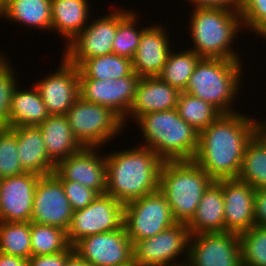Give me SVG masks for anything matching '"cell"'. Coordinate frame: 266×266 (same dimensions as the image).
<instances>
[{
	"label": "cell",
	"instance_id": "1",
	"mask_svg": "<svg viewBox=\"0 0 266 266\" xmlns=\"http://www.w3.org/2000/svg\"><path fill=\"white\" fill-rule=\"evenodd\" d=\"M259 130V121L240 113L221 114L199 132L193 158L214 181L237 179L245 147Z\"/></svg>",
	"mask_w": 266,
	"mask_h": 266
},
{
	"label": "cell",
	"instance_id": "2",
	"mask_svg": "<svg viewBox=\"0 0 266 266\" xmlns=\"http://www.w3.org/2000/svg\"><path fill=\"white\" fill-rule=\"evenodd\" d=\"M106 193L124 205L159 190L163 160L151 149L140 147L105 156Z\"/></svg>",
	"mask_w": 266,
	"mask_h": 266
},
{
	"label": "cell",
	"instance_id": "3",
	"mask_svg": "<svg viewBox=\"0 0 266 266\" xmlns=\"http://www.w3.org/2000/svg\"><path fill=\"white\" fill-rule=\"evenodd\" d=\"M137 122L146 141L144 147L153 150L163 161L193 160L199 132L178 115L176 108L147 113Z\"/></svg>",
	"mask_w": 266,
	"mask_h": 266
},
{
	"label": "cell",
	"instance_id": "4",
	"mask_svg": "<svg viewBox=\"0 0 266 266\" xmlns=\"http://www.w3.org/2000/svg\"><path fill=\"white\" fill-rule=\"evenodd\" d=\"M214 180L193 160L164 161L159 190L165 195L177 223L194 216L204 191Z\"/></svg>",
	"mask_w": 266,
	"mask_h": 266
},
{
	"label": "cell",
	"instance_id": "5",
	"mask_svg": "<svg viewBox=\"0 0 266 266\" xmlns=\"http://www.w3.org/2000/svg\"><path fill=\"white\" fill-rule=\"evenodd\" d=\"M241 66L240 60L201 58L184 92L210 103L221 114L235 113L230 105L239 90Z\"/></svg>",
	"mask_w": 266,
	"mask_h": 266
},
{
	"label": "cell",
	"instance_id": "6",
	"mask_svg": "<svg viewBox=\"0 0 266 266\" xmlns=\"http://www.w3.org/2000/svg\"><path fill=\"white\" fill-rule=\"evenodd\" d=\"M192 14L190 27L194 52L201 58L239 59L229 47L242 26L238 11L206 7L195 8Z\"/></svg>",
	"mask_w": 266,
	"mask_h": 266
},
{
	"label": "cell",
	"instance_id": "7",
	"mask_svg": "<svg viewBox=\"0 0 266 266\" xmlns=\"http://www.w3.org/2000/svg\"><path fill=\"white\" fill-rule=\"evenodd\" d=\"M75 139L82 147H100L123 128V119L111 108L79 97L66 113Z\"/></svg>",
	"mask_w": 266,
	"mask_h": 266
},
{
	"label": "cell",
	"instance_id": "8",
	"mask_svg": "<svg viewBox=\"0 0 266 266\" xmlns=\"http://www.w3.org/2000/svg\"><path fill=\"white\" fill-rule=\"evenodd\" d=\"M176 223L172 209L160 190L124 205L123 225L132 244L153 237Z\"/></svg>",
	"mask_w": 266,
	"mask_h": 266
},
{
	"label": "cell",
	"instance_id": "9",
	"mask_svg": "<svg viewBox=\"0 0 266 266\" xmlns=\"http://www.w3.org/2000/svg\"><path fill=\"white\" fill-rule=\"evenodd\" d=\"M124 221V204L111 195H98L87 207L73 211L67 239L73 247L79 240L120 229Z\"/></svg>",
	"mask_w": 266,
	"mask_h": 266
},
{
	"label": "cell",
	"instance_id": "10",
	"mask_svg": "<svg viewBox=\"0 0 266 266\" xmlns=\"http://www.w3.org/2000/svg\"><path fill=\"white\" fill-rule=\"evenodd\" d=\"M73 248L91 266H134L133 244L124 225L112 232L87 236Z\"/></svg>",
	"mask_w": 266,
	"mask_h": 266
},
{
	"label": "cell",
	"instance_id": "11",
	"mask_svg": "<svg viewBox=\"0 0 266 266\" xmlns=\"http://www.w3.org/2000/svg\"><path fill=\"white\" fill-rule=\"evenodd\" d=\"M190 236L187 224L176 223L153 237L136 241L133 244L134 266H170L178 254L189 250ZM171 266L186 264L175 262Z\"/></svg>",
	"mask_w": 266,
	"mask_h": 266
},
{
	"label": "cell",
	"instance_id": "12",
	"mask_svg": "<svg viewBox=\"0 0 266 266\" xmlns=\"http://www.w3.org/2000/svg\"><path fill=\"white\" fill-rule=\"evenodd\" d=\"M189 241L188 266H242L239 234L201 233L191 235Z\"/></svg>",
	"mask_w": 266,
	"mask_h": 266
},
{
	"label": "cell",
	"instance_id": "13",
	"mask_svg": "<svg viewBox=\"0 0 266 266\" xmlns=\"http://www.w3.org/2000/svg\"><path fill=\"white\" fill-rule=\"evenodd\" d=\"M139 79L135 72L116 80L79 79L80 97L87 102L111 108L125 123Z\"/></svg>",
	"mask_w": 266,
	"mask_h": 266
},
{
	"label": "cell",
	"instance_id": "14",
	"mask_svg": "<svg viewBox=\"0 0 266 266\" xmlns=\"http://www.w3.org/2000/svg\"><path fill=\"white\" fill-rule=\"evenodd\" d=\"M73 209L62 183L53 175L41 176L36 184L31 222L68 230Z\"/></svg>",
	"mask_w": 266,
	"mask_h": 266
},
{
	"label": "cell",
	"instance_id": "15",
	"mask_svg": "<svg viewBox=\"0 0 266 266\" xmlns=\"http://www.w3.org/2000/svg\"><path fill=\"white\" fill-rule=\"evenodd\" d=\"M118 27V11L95 20L67 45L64 58L78 66L83 60L113 53Z\"/></svg>",
	"mask_w": 266,
	"mask_h": 266
},
{
	"label": "cell",
	"instance_id": "16",
	"mask_svg": "<svg viewBox=\"0 0 266 266\" xmlns=\"http://www.w3.org/2000/svg\"><path fill=\"white\" fill-rule=\"evenodd\" d=\"M95 147H82L76 153L60 161L53 172L58 180H70L94 190L98 195L107 189L105 157H99Z\"/></svg>",
	"mask_w": 266,
	"mask_h": 266
},
{
	"label": "cell",
	"instance_id": "17",
	"mask_svg": "<svg viewBox=\"0 0 266 266\" xmlns=\"http://www.w3.org/2000/svg\"><path fill=\"white\" fill-rule=\"evenodd\" d=\"M61 63L56 73L34 85L49 115H66L80 97L78 67L65 58Z\"/></svg>",
	"mask_w": 266,
	"mask_h": 266
},
{
	"label": "cell",
	"instance_id": "18",
	"mask_svg": "<svg viewBox=\"0 0 266 266\" xmlns=\"http://www.w3.org/2000/svg\"><path fill=\"white\" fill-rule=\"evenodd\" d=\"M40 177L25 172L0 179V221H30L36 184Z\"/></svg>",
	"mask_w": 266,
	"mask_h": 266
},
{
	"label": "cell",
	"instance_id": "19",
	"mask_svg": "<svg viewBox=\"0 0 266 266\" xmlns=\"http://www.w3.org/2000/svg\"><path fill=\"white\" fill-rule=\"evenodd\" d=\"M255 191L239 179H223L225 232L240 234L255 225Z\"/></svg>",
	"mask_w": 266,
	"mask_h": 266
},
{
	"label": "cell",
	"instance_id": "20",
	"mask_svg": "<svg viewBox=\"0 0 266 266\" xmlns=\"http://www.w3.org/2000/svg\"><path fill=\"white\" fill-rule=\"evenodd\" d=\"M160 26L147 27L132 59L133 70L140 77L158 76L170 53L166 32Z\"/></svg>",
	"mask_w": 266,
	"mask_h": 266
},
{
	"label": "cell",
	"instance_id": "21",
	"mask_svg": "<svg viewBox=\"0 0 266 266\" xmlns=\"http://www.w3.org/2000/svg\"><path fill=\"white\" fill-rule=\"evenodd\" d=\"M180 91L158 76L139 79L134 102L129 110L136 120L147 113L176 108Z\"/></svg>",
	"mask_w": 266,
	"mask_h": 266
},
{
	"label": "cell",
	"instance_id": "22",
	"mask_svg": "<svg viewBox=\"0 0 266 266\" xmlns=\"http://www.w3.org/2000/svg\"><path fill=\"white\" fill-rule=\"evenodd\" d=\"M18 144V156L25 172L39 176L51 175L56 164L49 158L41 130L38 126H18L9 128Z\"/></svg>",
	"mask_w": 266,
	"mask_h": 266
},
{
	"label": "cell",
	"instance_id": "23",
	"mask_svg": "<svg viewBox=\"0 0 266 266\" xmlns=\"http://www.w3.org/2000/svg\"><path fill=\"white\" fill-rule=\"evenodd\" d=\"M187 226L190 235L225 232L223 179L213 181L204 191L196 212Z\"/></svg>",
	"mask_w": 266,
	"mask_h": 266
},
{
	"label": "cell",
	"instance_id": "24",
	"mask_svg": "<svg viewBox=\"0 0 266 266\" xmlns=\"http://www.w3.org/2000/svg\"><path fill=\"white\" fill-rule=\"evenodd\" d=\"M38 127L47 154L56 165L82 148L72 133L66 115H49Z\"/></svg>",
	"mask_w": 266,
	"mask_h": 266
},
{
	"label": "cell",
	"instance_id": "25",
	"mask_svg": "<svg viewBox=\"0 0 266 266\" xmlns=\"http://www.w3.org/2000/svg\"><path fill=\"white\" fill-rule=\"evenodd\" d=\"M87 0H51V28L72 41L85 27Z\"/></svg>",
	"mask_w": 266,
	"mask_h": 266
},
{
	"label": "cell",
	"instance_id": "26",
	"mask_svg": "<svg viewBox=\"0 0 266 266\" xmlns=\"http://www.w3.org/2000/svg\"><path fill=\"white\" fill-rule=\"evenodd\" d=\"M33 90H14L9 112V128L18 126H39L49 114L42 98L33 86Z\"/></svg>",
	"mask_w": 266,
	"mask_h": 266
},
{
	"label": "cell",
	"instance_id": "27",
	"mask_svg": "<svg viewBox=\"0 0 266 266\" xmlns=\"http://www.w3.org/2000/svg\"><path fill=\"white\" fill-rule=\"evenodd\" d=\"M237 179L254 189H266V137L258 130L248 141Z\"/></svg>",
	"mask_w": 266,
	"mask_h": 266
},
{
	"label": "cell",
	"instance_id": "28",
	"mask_svg": "<svg viewBox=\"0 0 266 266\" xmlns=\"http://www.w3.org/2000/svg\"><path fill=\"white\" fill-rule=\"evenodd\" d=\"M2 15L27 26L51 29V0H8L0 7Z\"/></svg>",
	"mask_w": 266,
	"mask_h": 266
},
{
	"label": "cell",
	"instance_id": "29",
	"mask_svg": "<svg viewBox=\"0 0 266 266\" xmlns=\"http://www.w3.org/2000/svg\"><path fill=\"white\" fill-rule=\"evenodd\" d=\"M77 67L79 79L116 80L134 72L132 60L115 53L85 59Z\"/></svg>",
	"mask_w": 266,
	"mask_h": 266
},
{
	"label": "cell",
	"instance_id": "30",
	"mask_svg": "<svg viewBox=\"0 0 266 266\" xmlns=\"http://www.w3.org/2000/svg\"><path fill=\"white\" fill-rule=\"evenodd\" d=\"M200 59L201 57L191 49L177 54L170 51L158 77L171 87L184 92L188 80Z\"/></svg>",
	"mask_w": 266,
	"mask_h": 266
},
{
	"label": "cell",
	"instance_id": "31",
	"mask_svg": "<svg viewBox=\"0 0 266 266\" xmlns=\"http://www.w3.org/2000/svg\"><path fill=\"white\" fill-rule=\"evenodd\" d=\"M178 115L198 132L206 129L221 113L210 103L181 92L176 106Z\"/></svg>",
	"mask_w": 266,
	"mask_h": 266
},
{
	"label": "cell",
	"instance_id": "32",
	"mask_svg": "<svg viewBox=\"0 0 266 266\" xmlns=\"http://www.w3.org/2000/svg\"><path fill=\"white\" fill-rule=\"evenodd\" d=\"M0 253L27 260L32 256L30 221H0Z\"/></svg>",
	"mask_w": 266,
	"mask_h": 266
},
{
	"label": "cell",
	"instance_id": "33",
	"mask_svg": "<svg viewBox=\"0 0 266 266\" xmlns=\"http://www.w3.org/2000/svg\"><path fill=\"white\" fill-rule=\"evenodd\" d=\"M30 239L32 256L60 253L70 246L64 229L31 221Z\"/></svg>",
	"mask_w": 266,
	"mask_h": 266
},
{
	"label": "cell",
	"instance_id": "34",
	"mask_svg": "<svg viewBox=\"0 0 266 266\" xmlns=\"http://www.w3.org/2000/svg\"><path fill=\"white\" fill-rule=\"evenodd\" d=\"M137 21L136 14L125 11L118 12V27L113 40V53L119 56L134 58L141 35L147 28L137 31L134 24ZM135 27V28H134Z\"/></svg>",
	"mask_w": 266,
	"mask_h": 266
},
{
	"label": "cell",
	"instance_id": "35",
	"mask_svg": "<svg viewBox=\"0 0 266 266\" xmlns=\"http://www.w3.org/2000/svg\"><path fill=\"white\" fill-rule=\"evenodd\" d=\"M239 240L242 266H266V227L254 225Z\"/></svg>",
	"mask_w": 266,
	"mask_h": 266
},
{
	"label": "cell",
	"instance_id": "36",
	"mask_svg": "<svg viewBox=\"0 0 266 266\" xmlns=\"http://www.w3.org/2000/svg\"><path fill=\"white\" fill-rule=\"evenodd\" d=\"M17 148L16 135L9 128H0V179L25 173Z\"/></svg>",
	"mask_w": 266,
	"mask_h": 266
},
{
	"label": "cell",
	"instance_id": "37",
	"mask_svg": "<svg viewBox=\"0 0 266 266\" xmlns=\"http://www.w3.org/2000/svg\"><path fill=\"white\" fill-rule=\"evenodd\" d=\"M3 55L0 57V128H9V112L16 79Z\"/></svg>",
	"mask_w": 266,
	"mask_h": 266
},
{
	"label": "cell",
	"instance_id": "38",
	"mask_svg": "<svg viewBox=\"0 0 266 266\" xmlns=\"http://www.w3.org/2000/svg\"><path fill=\"white\" fill-rule=\"evenodd\" d=\"M239 14L247 27L266 37V0H242Z\"/></svg>",
	"mask_w": 266,
	"mask_h": 266
},
{
	"label": "cell",
	"instance_id": "39",
	"mask_svg": "<svg viewBox=\"0 0 266 266\" xmlns=\"http://www.w3.org/2000/svg\"><path fill=\"white\" fill-rule=\"evenodd\" d=\"M62 183L64 192L71 204L73 211L87 207L98 194L79 182L70 180H59Z\"/></svg>",
	"mask_w": 266,
	"mask_h": 266
},
{
	"label": "cell",
	"instance_id": "40",
	"mask_svg": "<svg viewBox=\"0 0 266 266\" xmlns=\"http://www.w3.org/2000/svg\"><path fill=\"white\" fill-rule=\"evenodd\" d=\"M74 253V248L70 245L60 253L49 255L31 256L28 259V266H64L67 259Z\"/></svg>",
	"mask_w": 266,
	"mask_h": 266
},
{
	"label": "cell",
	"instance_id": "41",
	"mask_svg": "<svg viewBox=\"0 0 266 266\" xmlns=\"http://www.w3.org/2000/svg\"><path fill=\"white\" fill-rule=\"evenodd\" d=\"M255 225L266 227V189L255 191Z\"/></svg>",
	"mask_w": 266,
	"mask_h": 266
},
{
	"label": "cell",
	"instance_id": "42",
	"mask_svg": "<svg viewBox=\"0 0 266 266\" xmlns=\"http://www.w3.org/2000/svg\"><path fill=\"white\" fill-rule=\"evenodd\" d=\"M191 2L196 4L195 8H231V10L238 12L242 6V0H192Z\"/></svg>",
	"mask_w": 266,
	"mask_h": 266
},
{
	"label": "cell",
	"instance_id": "43",
	"mask_svg": "<svg viewBox=\"0 0 266 266\" xmlns=\"http://www.w3.org/2000/svg\"><path fill=\"white\" fill-rule=\"evenodd\" d=\"M0 266H28V260L19 256L0 253Z\"/></svg>",
	"mask_w": 266,
	"mask_h": 266
},
{
	"label": "cell",
	"instance_id": "44",
	"mask_svg": "<svg viewBox=\"0 0 266 266\" xmlns=\"http://www.w3.org/2000/svg\"><path fill=\"white\" fill-rule=\"evenodd\" d=\"M64 266H91L81 259L75 252L67 259Z\"/></svg>",
	"mask_w": 266,
	"mask_h": 266
},
{
	"label": "cell",
	"instance_id": "45",
	"mask_svg": "<svg viewBox=\"0 0 266 266\" xmlns=\"http://www.w3.org/2000/svg\"><path fill=\"white\" fill-rule=\"evenodd\" d=\"M259 130L264 134V136L266 137V124L264 125V123H259Z\"/></svg>",
	"mask_w": 266,
	"mask_h": 266
},
{
	"label": "cell",
	"instance_id": "46",
	"mask_svg": "<svg viewBox=\"0 0 266 266\" xmlns=\"http://www.w3.org/2000/svg\"><path fill=\"white\" fill-rule=\"evenodd\" d=\"M8 0H0V7L3 6Z\"/></svg>",
	"mask_w": 266,
	"mask_h": 266
}]
</instances>
